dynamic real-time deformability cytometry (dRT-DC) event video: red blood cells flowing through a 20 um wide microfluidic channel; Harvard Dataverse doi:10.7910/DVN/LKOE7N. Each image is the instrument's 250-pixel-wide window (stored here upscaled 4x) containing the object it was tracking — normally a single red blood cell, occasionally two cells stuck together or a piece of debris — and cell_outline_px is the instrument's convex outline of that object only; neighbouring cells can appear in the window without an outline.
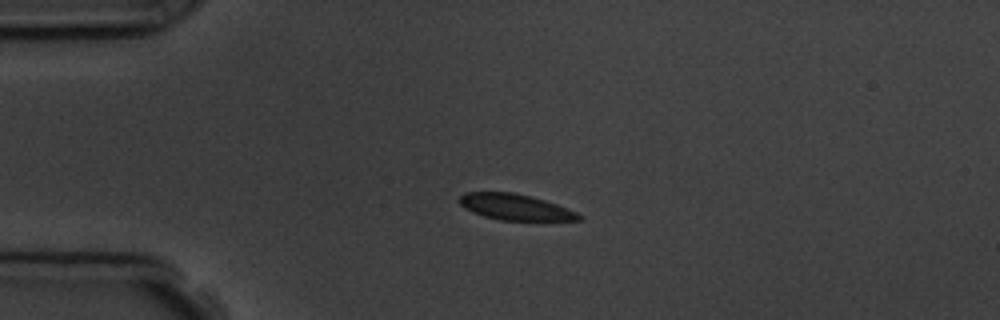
{"species": "common noctule bat (a hibernating species)", "species_latin": "Nyctalus noctula", "temperature_condition": "room temperature", "stored_images_in_passage": 3, "camera_frame_rate_fps": 3000, "um_per_image_px": 0.085, "animal": {"sex": "male", "body_mass_g": 19.5, "forearm_length_mm": 54.6}, "frame": {"image": 1, "passage_image": 3, "time_ms": 2.333, "image_size_px": [1000, 320], "cell_outline_px": [[584, 220], [500, 220], [484, 216], [472, 212], [464, 208], [460, 204], [460, 196], [464, 192], [512, 192], [544, 200], [556, 204], [576, 212], [584, 216]], "centroid_in_image_um": [43.79, 17.6], "position_along_channel_um": 41.2, "area_um2": 17.92}}